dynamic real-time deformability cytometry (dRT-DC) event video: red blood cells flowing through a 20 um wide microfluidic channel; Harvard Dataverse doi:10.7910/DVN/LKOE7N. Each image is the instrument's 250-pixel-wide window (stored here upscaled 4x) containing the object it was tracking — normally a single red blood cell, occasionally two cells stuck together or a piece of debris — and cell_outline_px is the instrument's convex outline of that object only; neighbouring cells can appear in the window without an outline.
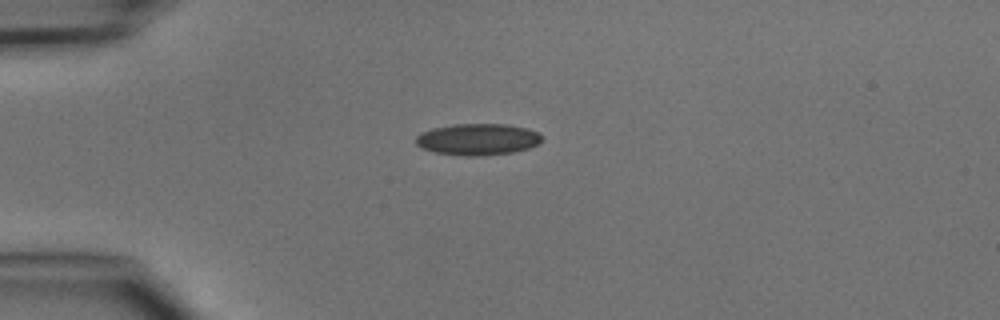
{"species": "common noctule bat (a hibernating species)", "species_latin": "Nyctalus noctula", "temperature_condition": "cold", "stored_images_in_passage": 2, "camera_frame_rate_fps": 3000, "um_per_image_px": 0.085, "animal": {"sex": "male", "body_mass_g": 15.6}, "frame": {"image": 1, "passage_image": 1, "time_ms": 0.0, "image_size_px": [1000, 320], "cell_outline_px": [[544, 140], [528, 148], [512, 152], [480, 156], [460, 156], [436, 152], [420, 148], [416, 144], [416, 136], [420, 132], [432, 128], [452, 124], [508, 124], [528, 128], [544, 136]], "centroid_in_image_um": [40.59, 11.84], "position_along_channel_um": 44.4, "area_um2": 23.41}}
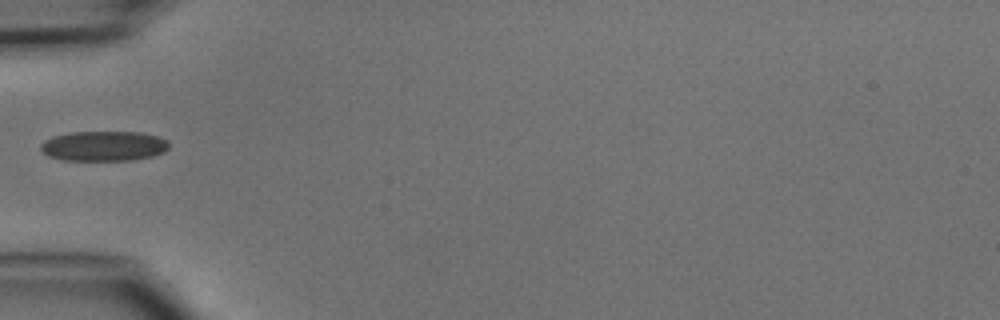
{"frame": {"image": 2, "passage_image": 2, "time_ms": 1.333, "image_size_px": [1000, 320], "cell_outline_px": [[168, 148], [164, 152], [152, 156], [132, 160], [64, 160], [48, 156], [40, 148], [40, 144], [44, 140], [52, 136], [72, 132], [140, 132], [156, 136], [168, 140]], "centroid_in_image_um": [8.8, 12.41], "position_along_channel_um": 76.2, "area_um2": 22.43}}